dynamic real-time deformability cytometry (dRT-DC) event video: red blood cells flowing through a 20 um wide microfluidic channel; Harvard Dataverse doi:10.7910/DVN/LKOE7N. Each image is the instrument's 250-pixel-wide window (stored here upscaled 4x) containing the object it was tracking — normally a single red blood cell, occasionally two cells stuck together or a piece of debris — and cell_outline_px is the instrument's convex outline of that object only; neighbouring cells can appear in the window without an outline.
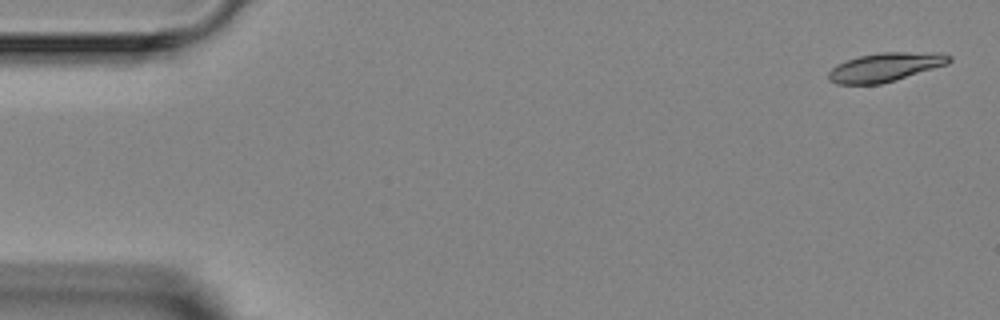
{"species": "Egyptian fruit bat (a non-hibernating species)", "species_latin": "Rousettus aegyptiacus", "temperature_condition": "room temperature", "stored_images_in_passage": 6, "camera_frame_rate_fps": 3000, "um_per_image_px": 0.085, "animal": {"sex": "female"}, "frame": {"image": 1, "passage_image": 1, "time_ms": 0.0, "image_size_px": [1000, 320], "cell_outline_px": [[952, 60], [948, 64], [896, 80], [880, 84], [836, 84], [828, 80], [828, 72], [836, 64], [860, 56], [880, 52], [940, 52], [952, 56]], "centroid_in_image_um": [75.27, 5.7], "position_along_channel_um": 9.7, "area_um2": 20.4}}
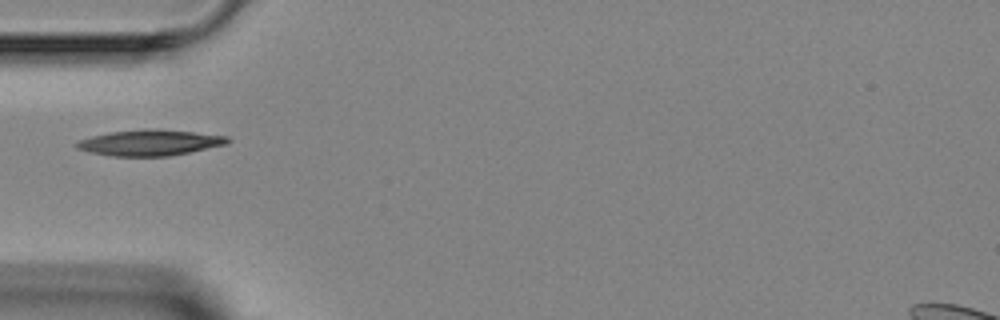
{"frame": {"image": 2, "passage_image": 5, "time_ms": 4.667, "image_size_px": [1000, 320], "cell_outline_px": [[232, 140], [228, 144], [168, 156], [112, 156], [88, 152], [76, 148], [72, 144], [76, 140], [108, 132], [144, 128], [156, 128], [228, 136]], "centroid_in_image_um": [12.68, 12.11], "position_along_channel_um": 72.3, "area_um2": 23.06}}
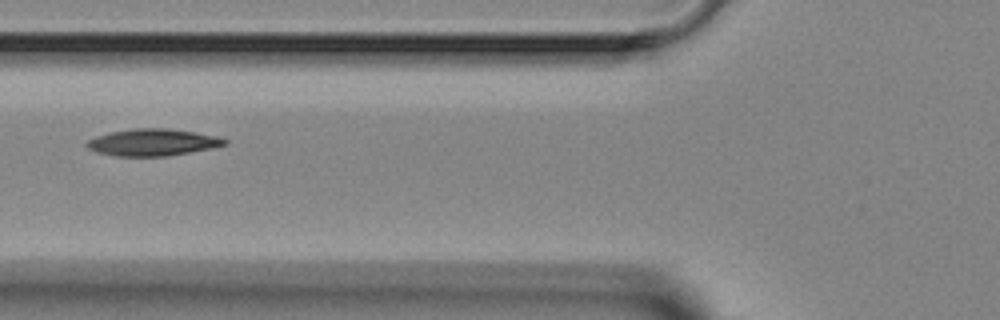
{"frame": {"image": 3, "passage_image": 6, "time_ms": 5.667, "image_size_px": [1000, 320], "cell_outline_px": [[228, 144], [212, 148], [168, 156], [116, 156], [96, 152], [88, 148], [84, 144], [88, 140], [96, 136], [108, 132], [132, 128], [168, 128], [196, 132], [220, 136], [228, 140]], "centroid_in_image_um": [12.99, 12.09], "position_along_channel_um": 112.8, "area_um2": 21.91}}